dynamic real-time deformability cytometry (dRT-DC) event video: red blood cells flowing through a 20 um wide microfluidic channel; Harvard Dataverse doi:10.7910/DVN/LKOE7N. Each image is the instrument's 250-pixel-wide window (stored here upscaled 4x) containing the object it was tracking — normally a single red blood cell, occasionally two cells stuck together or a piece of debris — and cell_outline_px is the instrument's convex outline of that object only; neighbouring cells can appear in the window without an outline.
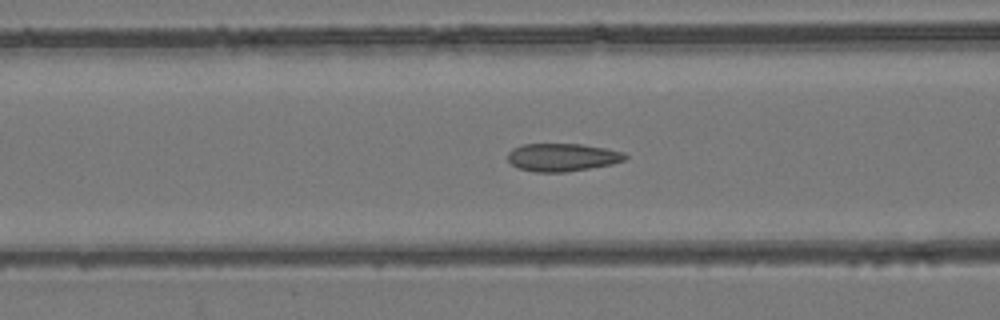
{"species": "common noctule bat (a hibernating species)", "species_latin": "Nyctalus noctula", "temperature_condition": "room temperature", "stored_images_in_passage": 55, "camera_frame_rate_fps": 3000, "um_per_image_px": 0.085, "animal": {"sex": "female", "body_mass_g": 24.6, "forearm_length_mm": 56.2}, "frame": {"image": 1, "passage_image": 22, "time_ms": 7.0, "image_size_px": [1000, 320], "cell_outline_px": [[628, 156], [624, 160], [612, 164], [564, 172], [536, 172], [520, 168], [512, 164], [508, 160], [508, 152], [512, 148], [520, 144], [580, 144], [604, 148], [624, 152]], "centroid_in_image_um": [47.78, 13.36], "position_along_channel_um": 118.8, "area_um2": 18.96}}
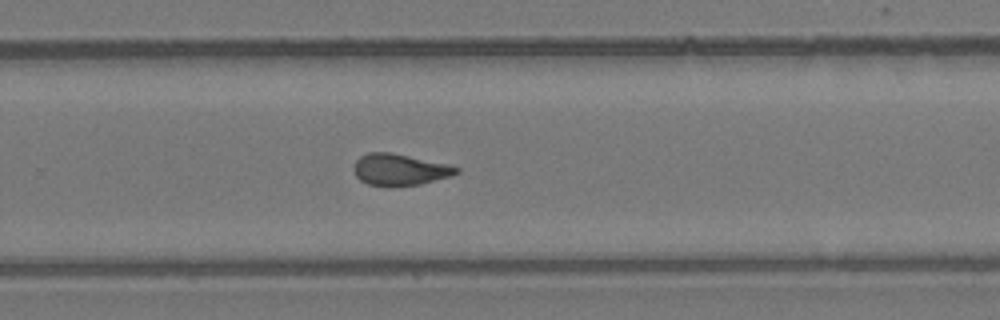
{"frame": {"image": 2, "passage_image": 36, "time_ms": 11.667, "image_size_px": [1000, 320], "cell_outline_px": [[460, 172], [452, 176], [420, 184], [392, 188], [388, 188], [368, 184], [360, 180], [356, 176], [356, 160], [360, 156], [368, 152], [388, 152], [448, 164], [460, 168]], "centroid_in_image_um": [34.0, 14.45], "position_along_channel_um": 295.8, "area_um2": 18.96}}
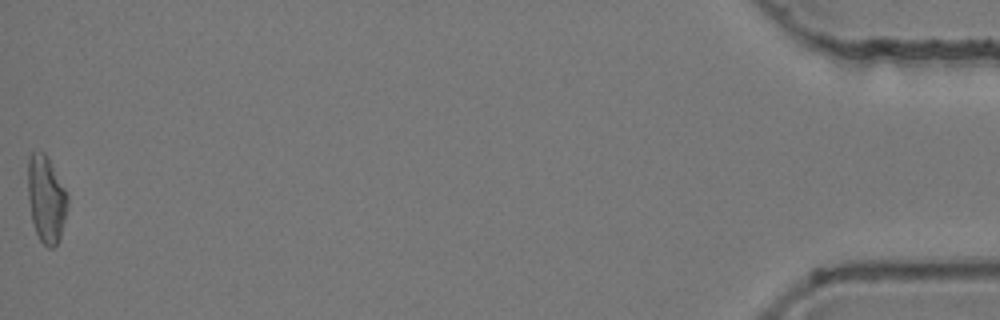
{"frame": {"image": 3, "passage_image": 55, "time_ms": 18.0, "image_size_px": [1000, 320], "cell_outline_px": [[68, 204], [60, 240], [52, 248], [48, 248], [40, 240], [36, 232], [32, 220], [28, 200], [28, 156], [32, 152], [44, 152], [48, 156], [68, 196]], "centroid_in_image_um": [3.92, 16.92], "position_along_channel_um": 431.3, "area_um2": 20.11}, "authors_computed_cell_mechanics": {"area_um2": 19.1318, "velocity_mm_per_s": 3.7942, "shape_relaxation_time_tau1_ms": null, "shape_relaxation_time_tau2_ms": 1.425, "deformation_change_tau1": null, "deformation_change_tau2": 0.0803}}